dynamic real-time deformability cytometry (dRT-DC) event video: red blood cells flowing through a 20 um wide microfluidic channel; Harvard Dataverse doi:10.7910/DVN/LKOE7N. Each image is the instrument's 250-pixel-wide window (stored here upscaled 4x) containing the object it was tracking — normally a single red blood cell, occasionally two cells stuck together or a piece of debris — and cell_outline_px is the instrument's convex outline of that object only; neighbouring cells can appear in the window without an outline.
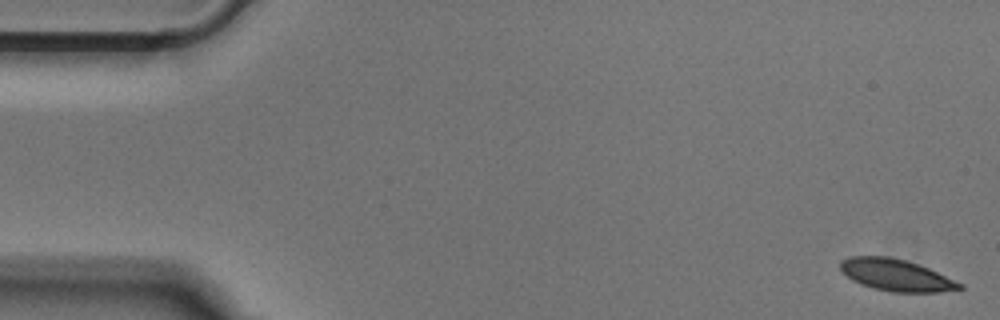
{"species": "Egyptian fruit bat (a non-hibernating species)", "species_latin": "Rousettus aegyptiacus", "temperature_condition": "cold", "stored_images_in_passage": 51, "camera_frame_rate_fps": 3000, "um_per_image_px": 0.085, "animal": {"sex": "male"}, "frame": {"image": 1, "passage_image": 1, "time_ms": 0.0, "image_size_px": [1000, 320], "cell_outline_px": [[964, 288], [940, 292], [892, 292], [872, 288], [860, 284], [852, 280], [840, 268], [840, 260], [852, 256], [888, 256], [920, 264], [964, 284]], "centroid_in_image_um": [76.18, 23.38], "position_along_channel_um": 8.8, "area_um2": 22.14}}
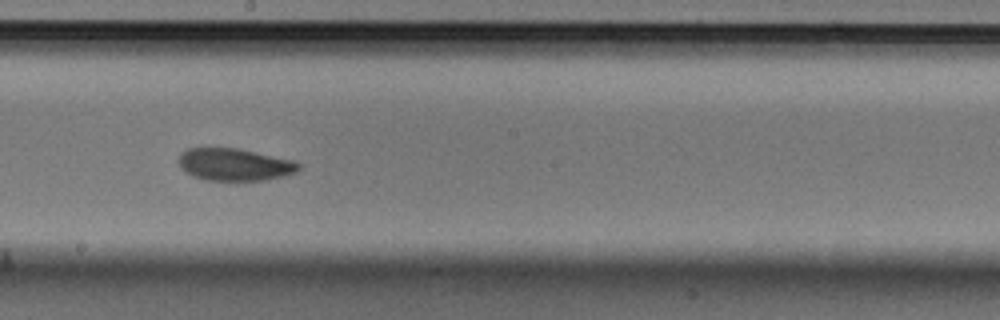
{"frame": {"image": 2, "passage_image": 28, "time_ms": 9.0, "image_size_px": [1000, 320], "cell_outline_px": [[300, 168], [296, 172], [284, 176], [264, 180], [204, 180], [192, 176], [184, 172], [180, 168], [180, 152], [188, 148], [236, 148], [296, 160], [300, 164]], "centroid_in_image_um": [19.94, 13.99], "position_along_channel_um": 228.3, "area_um2": 22.72}}
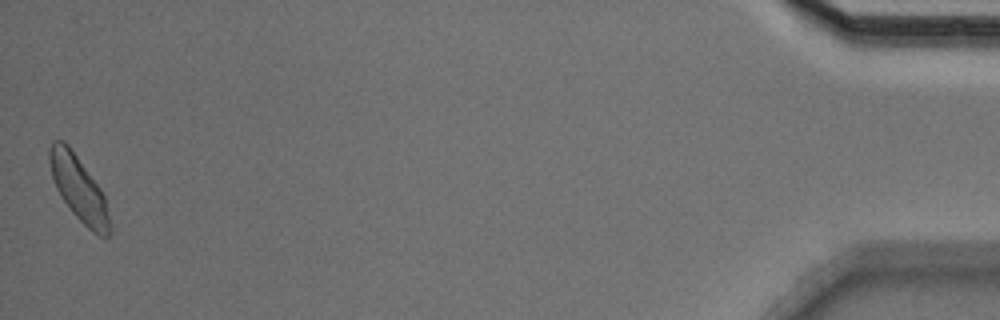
{"frame": {"image": 3, "passage_image": 51, "time_ms": 16.667, "image_size_px": [1000, 320], "cell_outline_px": [[112, 232], [108, 236], [100, 236], [92, 232], [72, 212], [60, 196], [56, 188], [52, 176], [48, 160], [48, 152], [52, 140], [64, 140], [68, 144], [100, 188], [104, 196], [112, 224]], "centroid_in_image_um": [6.7, 16.04], "position_along_channel_um": 428.5, "area_um2": 22.83}}